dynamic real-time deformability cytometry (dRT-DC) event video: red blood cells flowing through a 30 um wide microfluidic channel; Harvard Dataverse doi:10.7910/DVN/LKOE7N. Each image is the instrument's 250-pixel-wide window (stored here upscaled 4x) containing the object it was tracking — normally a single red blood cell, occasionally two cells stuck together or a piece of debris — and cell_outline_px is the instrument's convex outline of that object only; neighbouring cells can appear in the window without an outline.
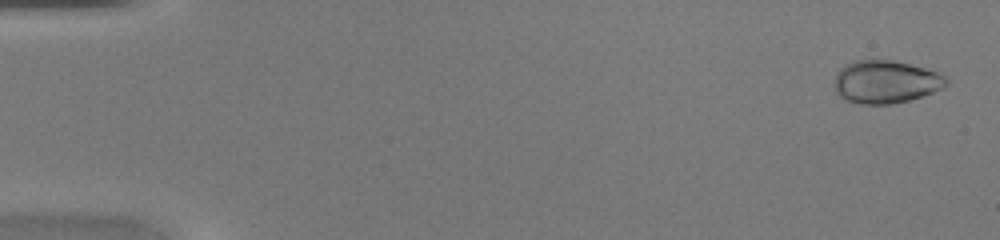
{"species": "common noctule bat (a hibernating species)", "species_latin": "Nyctalus noctula", "temperature_condition": "warm", "stored_images_in_passage": 45, "camera_frame_rate_fps": 3000, "um_per_image_px": 0.085, "animal": {"sex": "female", "body_mass_g": 20.0, "forearm_length_mm": 54.0}, "frame": {"image": 1, "passage_image": 2, "time_ms": 0.333, "image_size_px": [1000, 240], "cell_outline_px": [[948, 84], [932, 92], [908, 100], [892, 104], [860, 104], [848, 100], [840, 96], [836, 92], [836, 72], [840, 68], [852, 60], [892, 60], [924, 68], [936, 72], [944, 76], [948, 80]], "centroid_in_image_um": [75.26, 6.95], "position_along_channel_um": 9.7, "area_um2": 27.57}}
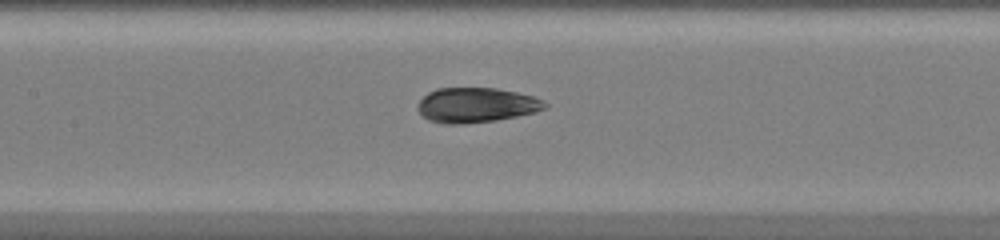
{"frame": {"image": 2, "passage_image": 22, "time_ms": 7.0, "image_size_px": [1000, 240], "cell_outline_px": [[548, 104], [544, 108], [536, 112], [496, 120], [460, 124], [444, 124], [428, 120], [416, 108], [416, 104], [428, 92], [436, 88], [496, 88], [516, 92], [532, 96], [544, 100]], "centroid_in_image_um": [40.45, 8.93], "position_along_channel_um": 166.9, "area_um2": 25.84}}
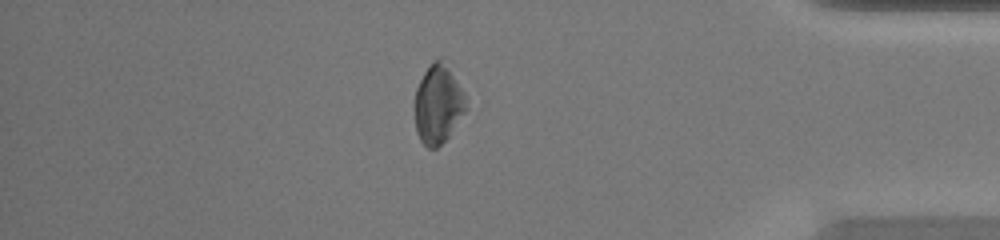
{"frame": {"image": 3, "passage_image": 39, "time_ms": 12.667, "image_size_px": [1000, 240], "cell_outline_px": [[468, 108], [448, 136], [436, 148], [428, 148], [420, 140], [416, 132], [416, 88], [424, 72], [440, 56], [444, 56], [464, 92]], "centroid_in_image_um": [37.27, 8.81], "position_along_channel_um": 397.9, "area_um2": 23.52}}